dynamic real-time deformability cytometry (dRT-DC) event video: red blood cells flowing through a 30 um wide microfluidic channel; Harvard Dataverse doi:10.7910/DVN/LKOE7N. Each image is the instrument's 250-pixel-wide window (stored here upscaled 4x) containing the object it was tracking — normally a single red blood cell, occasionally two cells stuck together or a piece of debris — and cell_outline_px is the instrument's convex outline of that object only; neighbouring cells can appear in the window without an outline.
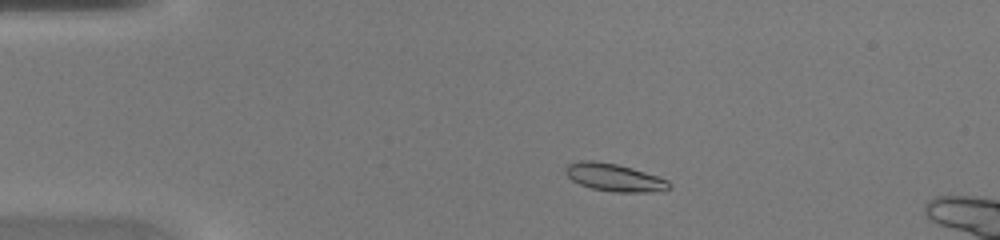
{"species": "common noctule bat (a hibernating species)", "species_latin": "Nyctalus noctula", "temperature_condition": "warm", "stored_images_in_passage": 11, "camera_frame_rate_fps": 3000, "um_per_image_px": 0.085, "animal": {"sex": "female", "body_mass_g": 20.0, "forearm_length_mm": 54.0}, "frame": {"image": 1, "passage_image": 7, "time_ms": 2.0, "image_size_px": [1000, 240], "cell_outline_px": [[672, 188], [652, 192], [612, 192], [592, 188], [580, 184], [572, 180], [564, 172], [564, 168], [568, 164], [580, 160], [592, 160], [616, 164], [632, 168], [668, 180], [672, 184]], "centroid_in_image_um": [52.21, 15.08], "position_along_channel_um": 32.8, "area_um2": 16.7}}